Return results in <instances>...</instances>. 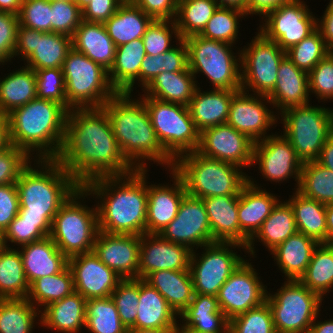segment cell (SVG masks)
I'll use <instances>...</instances> for the list:
<instances>
[{
  "mask_svg": "<svg viewBox=\"0 0 333 333\" xmlns=\"http://www.w3.org/2000/svg\"><path fill=\"white\" fill-rule=\"evenodd\" d=\"M19 207L16 183L0 185V236L18 215Z\"/></svg>",
  "mask_w": 333,
  "mask_h": 333,
  "instance_id": "obj_62",
  "label": "cell"
},
{
  "mask_svg": "<svg viewBox=\"0 0 333 333\" xmlns=\"http://www.w3.org/2000/svg\"><path fill=\"white\" fill-rule=\"evenodd\" d=\"M122 3H133L135 0H120Z\"/></svg>",
  "mask_w": 333,
  "mask_h": 333,
  "instance_id": "obj_78",
  "label": "cell"
},
{
  "mask_svg": "<svg viewBox=\"0 0 333 333\" xmlns=\"http://www.w3.org/2000/svg\"><path fill=\"white\" fill-rule=\"evenodd\" d=\"M40 311L27 298L0 299V333H32Z\"/></svg>",
  "mask_w": 333,
  "mask_h": 333,
  "instance_id": "obj_47",
  "label": "cell"
},
{
  "mask_svg": "<svg viewBox=\"0 0 333 333\" xmlns=\"http://www.w3.org/2000/svg\"><path fill=\"white\" fill-rule=\"evenodd\" d=\"M56 160L82 187L97 178L124 176L136 170L123 156L103 107L68 112Z\"/></svg>",
  "mask_w": 333,
  "mask_h": 333,
  "instance_id": "obj_1",
  "label": "cell"
},
{
  "mask_svg": "<svg viewBox=\"0 0 333 333\" xmlns=\"http://www.w3.org/2000/svg\"><path fill=\"white\" fill-rule=\"evenodd\" d=\"M90 195L81 186L59 208L53 218L49 237L68 259L93 251L99 231L97 206L90 208L80 202L82 198L84 200Z\"/></svg>",
  "mask_w": 333,
  "mask_h": 333,
  "instance_id": "obj_7",
  "label": "cell"
},
{
  "mask_svg": "<svg viewBox=\"0 0 333 333\" xmlns=\"http://www.w3.org/2000/svg\"><path fill=\"white\" fill-rule=\"evenodd\" d=\"M35 76L37 98L57 102L67 109L62 68L35 70Z\"/></svg>",
  "mask_w": 333,
  "mask_h": 333,
  "instance_id": "obj_56",
  "label": "cell"
},
{
  "mask_svg": "<svg viewBox=\"0 0 333 333\" xmlns=\"http://www.w3.org/2000/svg\"><path fill=\"white\" fill-rule=\"evenodd\" d=\"M175 333H203V332H198V331H195L191 328H187V327L182 326V325L180 327V324H177V327L175 328Z\"/></svg>",
  "mask_w": 333,
  "mask_h": 333,
  "instance_id": "obj_76",
  "label": "cell"
},
{
  "mask_svg": "<svg viewBox=\"0 0 333 333\" xmlns=\"http://www.w3.org/2000/svg\"><path fill=\"white\" fill-rule=\"evenodd\" d=\"M310 105L279 113L284 124L283 134L303 163L317 161L326 140L333 134V109Z\"/></svg>",
  "mask_w": 333,
  "mask_h": 333,
  "instance_id": "obj_11",
  "label": "cell"
},
{
  "mask_svg": "<svg viewBox=\"0 0 333 333\" xmlns=\"http://www.w3.org/2000/svg\"><path fill=\"white\" fill-rule=\"evenodd\" d=\"M163 72L160 69V54L145 56L140 66V82L142 87H146L157 75Z\"/></svg>",
  "mask_w": 333,
  "mask_h": 333,
  "instance_id": "obj_66",
  "label": "cell"
},
{
  "mask_svg": "<svg viewBox=\"0 0 333 333\" xmlns=\"http://www.w3.org/2000/svg\"><path fill=\"white\" fill-rule=\"evenodd\" d=\"M51 2L74 1V0H50Z\"/></svg>",
  "mask_w": 333,
  "mask_h": 333,
  "instance_id": "obj_79",
  "label": "cell"
},
{
  "mask_svg": "<svg viewBox=\"0 0 333 333\" xmlns=\"http://www.w3.org/2000/svg\"><path fill=\"white\" fill-rule=\"evenodd\" d=\"M192 250L163 239L159 234L140 236L138 279L157 270L189 271Z\"/></svg>",
  "mask_w": 333,
  "mask_h": 333,
  "instance_id": "obj_22",
  "label": "cell"
},
{
  "mask_svg": "<svg viewBox=\"0 0 333 333\" xmlns=\"http://www.w3.org/2000/svg\"><path fill=\"white\" fill-rule=\"evenodd\" d=\"M263 101L271 105L267 96L238 90L230 103L227 124L247 135L253 142L267 138L270 135H266V131L276 124L278 118Z\"/></svg>",
  "mask_w": 333,
  "mask_h": 333,
  "instance_id": "obj_21",
  "label": "cell"
},
{
  "mask_svg": "<svg viewBox=\"0 0 333 333\" xmlns=\"http://www.w3.org/2000/svg\"><path fill=\"white\" fill-rule=\"evenodd\" d=\"M196 82L189 68L179 72H162L143 91L147 97L188 106L197 88Z\"/></svg>",
  "mask_w": 333,
  "mask_h": 333,
  "instance_id": "obj_39",
  "label": "cell"
},
{
  "mask_svg": "<svg viewBox=\"0 0 333 333\" xmlns=\"http://www.w3.org/2000/svg\"><path fill=\"white\" fill-rule=\"evenodd\" d=\"M254 163L259 165L260 173L267 180L281 183L292 177L295 178L296 189H298L303 162L282 133L281 135L272 134L254 142Z\"/></svg>",
  "mask_w": 333,
  "mask_h": 333,
  "instance_id": "obj_18",
  "label": "cell"
},
{
  "mask_svg": "<svg viewBox=\"0 0 333 333\" xmlns=\"http://www.w3.org/2000/svg\"><path fill=\"white\" fill-rule=\"evenodd\" d=\"M74 291L73 276L68 265L58 274L44 276L29 285L27 299L36 307L51 304ZM38 305H36V304Z\"/></svg>",
  "mask_w": 333,
  "mask_h": 333,
  "instance_id": "obj_46",
  "label": "cell"
},
{
  "mask_svg": "<svg viewBox=\"0 0 333 333\" xmlns=\"http://www.w3.org/2000/svg\"><path fill=\"white\" fill-rule=\"evenodd\" d=\"M304 1L294 0L269 12L260 25L268 40L275 41L284 51L300 43L317 29V19Z\"/></svg>",
  "mask_w": 333,
  "mask_h": 333,
  "instance_id": "obj_15",
  "label": "cell"
},
{
  "mask_svg": "<svg viewBox=\"0 0 333 333\" xmlns=\"http://www.w3.org/2000/svg\"><path fill=\"white\" fill-rule=\"evenodd\" d=\"M74 1L79 6V8L82 10L90 3L91 0H74Z\"/></svg>",
  "mask_w": 333,
  "mask_h": 333,
  "instance_id": "obj_77",
  "label": "cell"
},
{
  "mask_svg": "<svg viewBox=\"0 0 333 333\" xmlns=\"http://www.w3.org/2000/svg\"><path fill=\"white\" fill-rule=\"evenodd\" d=\"M327 244L333 242V203L326 204Z\"/></svg>",
  "mask_w": 333,
  "mask_h": 333,
  "instance_id": "obj_73",
  "label": "cell"
},
{
  "mask_svg": "<svg viewBox=\"0 0 333 333\" xmlns=\"http://www.w3.org/2000/svg\"><path fill=\"white\" fill-rule=\"evenodd\" d=\"M317 29L320 31L328 49L333 52V1H330L320 19H317Z\"/></svg>",
  "mask_w": 333,
  "mask_h": 333,
  "instance_id": "obj_68",
  "label": "cell"
},
{
  "mask_svg": "<svg viewBox=\"0 0 333 333\" xmlns=\"http://www.w3.org/2000/svg\"><path fill=\"white\" fill-rule=\"evenodd\" d=\"M147 174V169H137L124 176L97 178L84 186L95 199H102L96 205L99 231L139 236L146 233Z\"/></svg>",
  "mask_w": 333,
  "mask_h": 333,
  "instance_id": "obj_2",
  "label": "cell"
},
{
  "mask_svg": "<svg viewBox=\"0 0 333 333\" xmlns=\"http://www.w3.org/2000/svg\"><path fill=\"white\" fill-rule=\"evenodd\" d=\"M51 12L50 0H23L18 14L19 25L51 32Z\"/></svg>",
  "mask_w": 333,
  "mask_h": 333,
  "instance_id": "obj_57",
  "label": "cell"
},
{
  "mask_svg": "<svg viewBox=\"0 0 333 333\" xmlns=\"http://www.w3.org/2000/svg\"><path fill=\"white\" fill-rule=\"evenodd\" d=\"M133 3L153 20H175L178 0H135Z\"/></svg>",
  "mask_w": 333,
  "mask_h": 333,
  "instance_id": "obj_63",
  "label": "cell"
},
{
  "mask_svg": "<svg viewBox=\"0 0 333 333\" xmlns=\"http://www.w3.org/2000/svg\"><path fill=\"white\" fill-rule=\"evenodd\" d=\"M317 161L333 171V134L326 140Z\"/></svg>",
  "mask_w": 333,
  "mask_h": 333,
  "instance_id": "obj_69",
  "label": "cell"
},
{
  "mask_svg": "<svg viewBox=\"0 0 333 333\" xmlns=\"http://www.w3.org/2000/svg\"><path fill=\"white\" fill-rule=\"evenodd\" d=\"M68 267L73 276L74 291L86 300L110 297L122 280L93 251L69 258Z\"/></svg>",
  "mask_w": 333,
  "mask_h": 333,
  "instance_id": "obj_23",
  "label": "cell"
},
{
  "mask_svg": "<svg viewBox=\"0 0 333 333\" xmlns=\"http://www.w3.org/2000/svg\"><path fill=\"white\" fill-rule=\"evenodd\" d=\"M23 67V68H22ZM0 78V113L8 114L37 98L35 71L26 66Z\"/></svg>",
  "mask_w": 333,
  "mask_h": 333,
  "instance_id": "obj_42",
  "label": "cell"
},
{
  "mask_svg": "<svg viewBox=\"0 0 333 333\" xmlns=\"http://www.w3.org/2000/svg\"><path fill=\"white\" fill-rule=\"evenodd\" d=\"M229 333H276L267 302L229 320Z\"/></svg>",
  "mask_w": 333,
  "mask_h": 333,
  "instance_id": "obj_52",
  "label": "cell"
},
{
  "mask_svg": "<svg viewBox=\"0 0 333 333\" xmlns=\"http://www.w3.org/2000/svg\"><path fill=\"white\" fill-rule=\"evenodd\" d=\"M52 223L24 222L17 215L9 224V227L0 236V245L8 247L10 241L17 246H23L31 242L41 240L50 235Z\"/></svg>",
  "mask_w": 333,
  "mask_h": 333,
  "instance_id": "obj_55",
  "label": "cell"
},
{
  "mask_svg": "<svg viewBox=\"0 0 333 333\" xmlns=\"http://www.w3.org/2000/svg\"><path fill=\"white\" fill-rule=\"evenodd\" d=\"M287 200L293 208L297 231L320 243H327L326 204L305 197L298 190Z\"/></svg>",
  "mask_w": 333,
  "mask_h": 333,
  "instance_id": "obj_41",
  "label": "cell"
},
{
  "mask_svg": "<svg viewBox=\"0 0 333 333\" xmlns=\"http://www.w3.org/2000/svg\"><path fill=\"white\" fill-rule=\"evenodd\" d=\"M122 4L120 0H91L82 9V20L87 22L105 23Z\"/></svg>",
  "mask_w": 333,
  "mask_h": 333,
  "instance_id": "obj_64",
  "label": "cell"
},
{
  "mask_svg": "<svg viewBox=\"0 0 333 333\" xmlns=\"http://www.w3.org/2000/svg\"><path fill=\"white\" fill-rule=\"evenodd\" d=\"M297 227L295 223V215L292 206L288 201L283 203L279 201L273 208L270 216L263 222L256 234L249 240L246 252H250V256L256 255L254 249V241L256 239L269 248L271 252L290 236L296 234Z\"/></svg>",
  "mask_w": 333,
  "mask_h": 333,
  "instance_id": "obj_38",
  "label": "cell"
},
{
  "mask_svg": "<svg viewBox=\"0 0 333 333\" xmlns=\"http://www.w3.org/2000/svg\"><path fill=\"white\" fill-rule=\"evenodd\" d=\"M34 160L37 169L30 163L16 181L18 216L24 222L52 223L59 208L81 186L56 159Z\"/></svg>",
  "mask_w": 333,
  "mask_h": 333,
  "instance_id": "obj_4",
  "label": "cell"
},
{
  "mask_svg": "<svg viewBox=\"0 0 333 333\" xmlns=\"http://www.w3.org/2000/svg\"><path fill=\"white\" fill-rule=\"evenodd\" d=\"M219 6L234 7L243 10L246 13L247 0H215Z\"/></svg>",
  "mask_w": 333,
  "mask_h": 333,
  "instance_id": "obj_74",
  "label": "cell"
},
{
  "mask_svg": "<svg viewBox=\"0 0 333 333\" xmlns=\"http://www.w3.org/2000/svg\"><path fill=\"white\" fill-rule=\"evenodd\" d=\"M299 281L322 298L333 288V247L320 243ZM331 288V289H330Z\"/></svg>",
  "mask_w": 333,
  "mask_h": 333,
  "instance_id": "obj_44",
  "label": "cell"
},
{
  "mask_svg": "<svg viewBox=\"0 0 333 333\" xmlns=\"http://www.w3.org/2000/svg\"><path fill=\"white\" fill-rule=\"evenodd\" d=\"M140 236L98 231L93 253L121 279H138Z\"/></svg>",
  "mask_w": 333,
  "mask_h": 333,
  "instance_id": "obj_24",
  "label": "cell"
},
{
  "mask_svg": "<svg viewBox=\"0 0 333 333\" xmlns=\"http://www.w3.org/2000/svg\"><path fill=\"white\" fill-rule=\"evenodd\" d=\"M188 49V68L196 74L204 73L214 89L238 91L241 89V52L238 58L233 45L193 35L184 39ZM239 62V63H238Z\"/></svg>",
  "mask_w": 333,
  "mask_h": 333,
  "instance_id": "obj_9",
  "label": "cell"
},
{
  "mask_svg": "<svg viewBox=\"0 0 333 333\" xmlns=\"http://www.w3.org/2000/svg\"><path fill=\"white\" fill-rule=\"evenodd\" d=\"M319 294L299 280H287L275 294L267 293L276 333H308L322 304ZM319 314V315H318Z\"/></svg>",
  "mask_w": 333,
  "mask_h": 333,
  "instance_id": "obj_12",
  "label": "cell"
},
{
  "mask_svg": "<svg viewBox=\"0 0 333 333\" xmlns=\"http://www.w3.org/2000/svg\"><path fill=\"white\" fill-rule=\"evenodd\" d=\"M127 333H175V328H165V329H128Z\"/></svg>",
  "mask_w": 333,
  "mask_h": 333,
  "instance_id": "obj_75",
  "label": "cell"
},
{
  "mask_svg": "<svg viewBox=\"0 0 333 333\" xmlns=\"http://www.w3.org/2000/svg\"><path fill=\"white\" fill-rule=\"evenodd\" d=\"M319 318L318 316L315 318L314 323L311 325L308 333H333V319L318 321L316 323V319Z\"/></svg>",
  "mask_w": 333,
  "mask_h": 333,
  "instance_id": "obj_71",
  "label": "cell"
},
{
  "mask_svg": "<svg viewBox=\"0 0 333 333\" xmlns=\"http://www.w3.org/2000/svg\"><path fill=\"white\" fill-rule=\"evenodd\" d=\"M182 326L203 333H229V319L220 310L217 296L194 293L180 314Z\"/></svg>",
  "mask_w": 333,
  "mask_h": 333,
  "instance_id": "obj_34",
  "label": "cell"
},
{
  "mask_svg": "<svg viewBox=\"0 0 333 333\" xmlns=\"http://www.w3.org/2000/svg\"><path fill=\"white\" fill-rule=\"evenodd\" d=\"M51 11V32L72 37L82 21V10L76 2H51Z\"/></svg>",
  "mask_w": 333,
  "mask_h": 333,
  "instance_id": "obj_58",
  "label": "cell"
},
{
  "mask_svg": "<svg viewBox=\"0 0 333 333\" xmlns=\"http://www.w3.org/2000/svg\"><path fill=\"white\" fill-rule=\"evenodd\" d=\"M218 6L215 0H178L175 23L180 38L200 34Z\"/></svg>",
  "mask_w": 333,
  "mask_h": 333,
  "instance_id": "obj_45",
  "label": "cell"
},
{
  "mask_svg": "<svg viewBox=\"0 0 333 333\" xmlns=\"http://www.w3.org/2000/svg\"><path fill=\"white\" fill-rule=\"evenodd\" d=\"M72 49L70 36L41 32L19 25L14 56H21L25 66L35 70L62 68L68 52Z\"/></svg>",
  "mask_w": 333,
  "mask_h": 333,
  "instance_id": "obj_16",
  "label": "cell"
},
{
  "mask_svg": "<svg viewBox=\"0 0 333 333\" xmlns=\"http://www.w3.org/2000/svg\"><path fill=\"white\" fill-rule=\"evenodd\" d=\"M68 112L57 102L38 98L12 110L7 114L10 144L31 158L36 151L38 160L56 159L64 141Z\"/></svg>",
  "mask_w": 333,
  "mask_h": 333,
  "instance_id": "obj_5",
  "label": "cell"
},
{
  "mask_svg": "<svg viewBox=\"0 0 333 333\" xmlns=\"http://www.w3.org/2000/svg\"><path fill=\"white\" fill-rule=\"evenodd\" d=\"M241 52V89L268 96L274 89L278 68L286 51L260 31ZM249 88V90H248Z\"/></svg>",
  "mask_w": 333,
  "mask_h": 333,
  "instance_id": "obj_14",
  "label": "cell"
},
{
  "mask_svg": "<svg viewBox=\"0 0 333 333\" xmlns=\"http://www.w3.org/2000/svg\"><path fill=\"white\" fill-rule=\"evenodd\" d=\"M239 195L203 198L213 242H233L242 245V230L238 221Z\"/></svg>",
  "mask_w": 333,
  "mask_h": 333,
  "instance_id": "obj_29",
  "label": "cell"
},
{
  "mask_svg": "<svg viewBox=\"0 0 333 333\" xmlns=\"http://www.w3.org/2000/svg\"><path fill=\"white\" fill-rule=\"evenodd\" d=\"M86 299L78 292L52 302L40 311V323L62 333H79L86 322Z\"/></svg>",
  "mask_w": 333,
  "mask_h": 333,
  "instance_id": "obj_32",
  "label": "cell"
},
{
  "mask_svg": "<svg viewBox=\"0 0 333 333\" xmlns=\"http://www.w3.org/2000/svg\"><path fill=\"white\" fill-rule=\"evenodd\" d=\"M85 328L91 333H127L111 297L86 301Z\"/></svg>",
  "mask_w": 333,
  "mask_h": 333,
  "instance_id": "obj_49",
  "label": "cell"
},
{
  "mask_svg": "<svg viewBox=\"0 0 333 333\" xmlns=\"http://www.w3.org/2000/svg\"><path fill=\"white\" fill-rule=\"evenodd\" d=\"M153 19L134 3H122L104 25L116 47L142 39Z\"/></svg>",
  "mask_w": 333,
  "mask_h": 333,
  "instance_id": "obj_40",
  "label": "cell"
},
{
  "mask_svg": "<svg viewBox=\"0 0 333 333\" xmlns=\"http://www.w3.org/2000/svg\"><path fill=\"white\" fill-rule=\"evenodd\" d=\"M146 56L142 39L116 47L114 63L108 78L116 92L132 93L135 81H140V66Z\"/></svg>",
  "mask_w": 333,
  "mask_h": 333,
  "instance_id": "obj_35",
  "label": "cell"
},
{
  "mask_svg": "<svg viewBox=\"0 0 333 333\" xmlns=\"http://www.w3.org/2000/svg\"><path fill=\"white\" fill-rule=\"evenodd\" d=\"M28 293L21 253L0 245V299H24Z\"/></svg>",
  "mask_w": 333,
  "mask_h": 333,
  "instance_id": "obj_43",
  "label": "cell"
},
{
  "mask_svg": "<svg viewBox=\"0 0 333 333\" xmlns=\"http://www.w3.org/2000/svg\"><path fill=\"white\" fill-rule=\"evenodd\" d=\"M72 48L109 71L114 63L116 45L108 35L104 23L82 20L74 32Z\"/></svg>",
  "mask_w": 333,
  "mask_h": 333,
  "instance_id": "obj_31",
  "label": "cell"
},
{
  "mask_svg": "<svg viewBox=\"0 0 333 333\" xmlns=\"http://www.w3.org/2000/svg\"><path fill=\"white\" fill-rule=\"evenodd\" d=\"M18 15L0 11V64L11 62L16 45Z\"/></svg>",
  "mask_w": 333,
  "mask_h": 333,
  "instance_id": "obj_61",
  "label": "cell"
},
{
  "mask_svg": "<svg viewBox=\"0 0 333 333\" xmlns=\"http://www.w3.org/2000/svg\"><path fill=\"white\" fill-rule=\"evenodd\" d=\"M247 17L243 10L218 6L203 31L199 34L208 39L233 45L238 38L239 18Z\"/></svg>",
  "mask_w": 333,
  "mask_h": 333,
  "instance_id": "obj_50",
  "label": "cell"
},
{
  "mask_svg": "<svg viewBox=\"0 0 333 333\" xmlns=\"http://www.w3.org/2000/svg\"><path fill=\"white\" fill-rule=\"evenodd\" d=\"M309 92L320 100L333 99V52L323 58L309 73Z\"/></svg>",
  "mask_w": 333,
  "mask_h": 333,
  "instance_id": "obj_60",
  "label": "cell"
},
{
  "mask_svg": "<svg viewBox=\"0 0 333 333\" xmlns=\"http://www.w3.org/2000/svg\"><path fill=\"white\" fill-rule=\"evenodd\" d=\"M167 301L179 315L189 305L194 296V287L190 271L157 270L145 279Z\"/></svg>",
  "mask_w": 333,
  "mask_h": 333,
  "instance_id": "obj_37",
  "label": "cell"
},
{
  "mask_svg": "<svg viewBox=\"0 0 333 333\" xmlns=\"http://www.w3.org/2000/svg\"><path fill=\"white\" fill-rule=\"evenodd\" d=\"M163 239L185 245L191 250L212 243V233L204 202L186 194L175 219L159 234Z\"/></svg>",
  "mask_w": 333,
  "mask_h": 333,
  "instance_id": "obj_19",
  "label": "cell"
},
{
  "mask_svg": "<svg viewBox=\"0 0 333 333\" xmlns=\"http://www.w3.org/2000/svg\"><path fill=\"white\" fill-rule=\"evenodd\" d=\"M178 46L160 54V69L163 72H179L188 68V49L184 39H180Z\"/></svg>",
  "mask_w": 333,
  "mask_h": 333,
  "instance_id": "obj_65",
  "label": "cell"
},
{
  "mask_svg": "<svg viewBox=\"0 0 333 333\" xmlns=\"http://www.w3.org/2000/svg\"><path fill=\"white\" fill-rule=\"evenodd\" d=\"M308 73L297 68L287 55L278 68V77L273 91L267 96L281 113L292 107L309 104Z\"/></svg>",
  "mask_w": 333,
  "mask_h": 333,
  "instance_id": "obj_27",
  "label": "cell"
},
{
  "mask_svg": "<svg viewBox=\"0 0 333 333\" xmlns=\"http://www.w3.org/2000/svg\"><path fill=\"white\" fill-rule=\"evenodd\" d=\"M173 186H147L148 205L146 214V234H160L172 222L184 196L187 194L182 179L171 169Z\"/></svg>",
  "mask_w": 333,
  "mask_h": 333,
  "instance_id": "obj_25",
  "label": "cell"
},
{
  "mask_svg": "<svg viewBox=\"0 0 333 333\" xmlns=\"http://www.w3.org/2000/svg\"><path fill=\"white\" fill-rule=\"evenodd\" d=\"M253 150L254 142L227 123L204 129L197 149L203 156L240 168L253 166Z\"/></svg>",
  "mask_w": 333,
  "mask_h": 333,
  "instance_id": "obj_20",
  "label": "cell"
},
{
  "mask_svg": "<svg viewBox=\"0 0 333 333\" xmlns=\"http://www.w3.org/2000/svg\"><path fill=\"white\" fill-rule=\"evenodd\" d=\"M176 312L165 298L143 279H139V300L135 329L176 328Z\"/></svg>",
  "mask_w": 333,
  "mask_h": 333,
  "instance_id": "obj_33",
  "label": "cell"
},
{
  "mask_svg": "<svg viewBox=\"0 0 333 333\" xmlns=\"http://www.w3.org/2000/svg\"><path fill=\"white\" fill-rule=\"evenodd\" d=\"M294 0H247L246 15H260L263 18L274 9L282 4L292 2Z\"/></svg>",
  "mask_w": 333,
  "mask_h": 333,
  "instance_id": "obj_67",
  "label": "cell"
},
{
  "mask_svg": "<svg viewBox=\"0 0 333 333\" xmlns=\"http://www.w3.org/2000/svg\"><path fill=\"white\" fill-rule=\"evenodd\" d=\"M242 187L238 199V221L242 230V245L247 247L263 222L270 216L279 199L258 186L253 178ZM252 179V180H251ZM261 188V189H260Z\"/></svg>",
  "mask_w": 333,
  "mask_h": 333,
  "instance_id": "obj_26",
  "label": "cell"
},
{
  "mask_svg": "<svg viewBox=\"0 0 333 333\" xmlns=\"http://www.w3.org/2000/svg\"><path fill=\"white\" fill-rule=\"evenodd\" d=\"M32 158L16 146L0 150V185L14 184Z\"/></svg>",
  "mask_w": 333,
  "mask_h": 333,
  "instance_id": "obj_59",
  "label": "cell"
},
{
  "mask_svg": "<svg viewBox=\"0 0 333 333\" xmlns=\"http://www.w3.org/2000/svg\"><path fill=\"white\" fill-rule=\"evenodd\" d=\"M131 97V93L117 92L103 105L123 156L136 170H148L147 159L170 171L174 160L159 143L145 103L141 96L139 100Z\"/></svg>",
  "mask_w": 333,
  "mask_h": 333,
  "instance_id": "obj_3",
  "label": "cell"
},
{
  "mask_svg": "<svg viewBox=\"0 0 333 333\" xmlns=\"http://www.w3.org/2000/svg\"><path fill=\"white\" fill-rule=\"evenodd\" d=\"M172 170L182 179L186 193L201 199L239 195L248 182L240 167L203 156L197 150L178 157Z\"/></svg>",
  "mask_w": 333,
  "mask_h": 333,
  "instance_id": "obj_6",
  "label": "cell"
},
{
  "mask_svg": "<svg viewBox=\"0 0 333 333\" xmlns=\"http://www.w3.org/2000/svg\"><path fill=\"white\" fill-rule=\"evenodd\" d=\"M245 249L233 242H213L203 246V254L196 255L192 250L189 271L194 293L217 296L222 285L228 280L244 259L234 252V248ZM231 249H230V248Z\"/></svg>",
  "mask_w": 333,
  "mask_h": 333,
  "instance_id": "obj_13",
  "label": "cell"
},
{
  "mask_svg": "<svg viewBox=\"0 0 333 333\" xmlns=\"http://www.w3.org/2000/svg\"><path fill=\"white\" fill-rule=\"evenodd\" d=\"M23 0H0V11L18 15Z\"/></svg>",
  "mask_w": 333,
  "mask_h": 333,
  "instance_id": "obj_72",
  "label": "cell"
},
{
  "mask_svg": "<svg viewBox=\"0 0 333 333\" xmlns=\"http://www.w3.org/2000/svg\"><path fill=\"white\" fill-rule=\"evenodd\" d=\"M330 52L320 31L316 29L286 50V55L297 68L309 73Z\"/></svg>",
  "mask_w": 333,
  "mask_h": 333,
  "instance_id": "obj_51",
  "label": "cell"
},
{
  "mask_svg": "<svg viewBox=\"0 0 333 333\" xmlns=\"http://www.w3.org/2000/svg\"><path fill=\"white\" fill-rule=\"evenodd\" d=\"M19 252L29 285L38 278L60 273L68 265V258L49 236L21 246Z\"/></svg>",
  "mask_w": 333,
  "mask_h": 333,
  "instance_id": "obj_28",
  "label": "cell"
},
{
  "mask_svg": "<svg viewBox=\"0 0 333 333\" xmlns=\"http://www.w3.org/2000/svg\"><path fill=\"white\" fill-rule=\"evenodd\" d=\"M156 137L165 152L175 161L183 154L194 152L200 144L188 106L142 95Z\"/></svg>",
  "mask_w": 333,
  "mask_h": 333,
  "instance_id": "obj_10",
  "label": "cell"
},
{
  "mask_svg": "<svg viewBox=\"0 0 333 333\" xmlns=\"http://www.w3.org/2000/svg\"><path fill=\"white\" fill-rule=\"evenodd\" d=\"M67 110L103 107L117 92L110 84L108 71L73 48L62 65Z\"/></svg>",
  "mask_w": 333,
  "mask_h": 333,
  "instance_id": "obj_8",
  "label": "cell"
},
{
  "mask_svg": "<svg viewBox=\"0 0 333 333\" xmlns=\"http://www.w3.org/2000/svg\"><path fill=\"white\" fill-rule=\"evenodd\" d=\"M247 261L234 270L217 295L220 310L229 320L266 302L267 286Z\"/></svg>",
  "mask_w": 333,
  "mask_h": 333,
  "instance_id": "obj_17",
  "label": "cell"
},
{
  "mask_svg": "<svg viewBox=\"0 0 333 333\" xmlns=\"http://www.w3.org/2000/svg\"><path fill=\"white\" fill-rule=\"evenodd\" d=\"M236 92L214 88L201 92L197 86L188 109L200 133L206 128L227 123L230 103Z\"/></svg>",
  "mask_w": 333,
  "mask_h": 333,
  "instance_id": "obj_30",
  "label": "cell"
},
{
  "mask_svg": "<svg viewBox=\"0 0 333 333\" xmlns=\"http://www.w3.org/2000/svg\"><path fill=\"white\" fill-rule=\"evenodd\" d=\"M119 318L127 329H135L139 300V279H122L110 295Z\"/></svg>",
  "mask_w": 333,
  "mask_h": 333,
  "instance_id": "obj_53",
  "label": "cell"
},
{
  "mask_svg": "<svg viewBox=\"0 0 333 333\" xmlns=\"http://www.w3.org/2000/svg\"><path fill=\"white\" fill-rule=\"evenodd\" d=\"M172 34L178 41L181 39L175 20H153L142 37L146 55L163 54L173 48Z\"/></svg>",
  "mask_w": 333,
  "mask_h": 333,
  "instance_id": "obj_54",
  "label": "cell"
},
{
  "mask_svg": "<svg viewBox=\"0 0 333 333\" xmlns=\"http://www.w3.org/2000/svg\"><path fill=\"white\" fill-rule=\"evenodd\" d=\"M297 190L323 204L333 203V171L318 161L303 163Z\"/></svg>",
  "mask_w": 333,
  "mask_h": 333,
  "instance_id": "obj_48",
  "label": "cell"
},
{
  "mask_svg": "<svg viewBox=\"0 0 333 333\" xmlns=\"http://www.w3.org/2000/svg\"><path fill=\"white\" fill-rule=\"evenodd\" d=\"M318 245L316 240L297 232L272 250L271 254L286 280H299Z\"/></svg>",
  "mask_w": 333,
  "mask_h": 333,
  "instance_id": "obj_36",
  "label": "cell"
},
{
  "mask_svg": "<svg viewBox=\"0 0 333 333\" xmlns=\"http://www.w3.org/2000/svg\"><path fill=\"white\" fill-rule=\"evenodd\" d=\"M10 145L8 116L0 113V150Z\"/></svg>",
  "mask_w": 333,
  "mask_h": 333,
  "instance_id": "obj_70",
  "label": "cell"
}]
</instances>
